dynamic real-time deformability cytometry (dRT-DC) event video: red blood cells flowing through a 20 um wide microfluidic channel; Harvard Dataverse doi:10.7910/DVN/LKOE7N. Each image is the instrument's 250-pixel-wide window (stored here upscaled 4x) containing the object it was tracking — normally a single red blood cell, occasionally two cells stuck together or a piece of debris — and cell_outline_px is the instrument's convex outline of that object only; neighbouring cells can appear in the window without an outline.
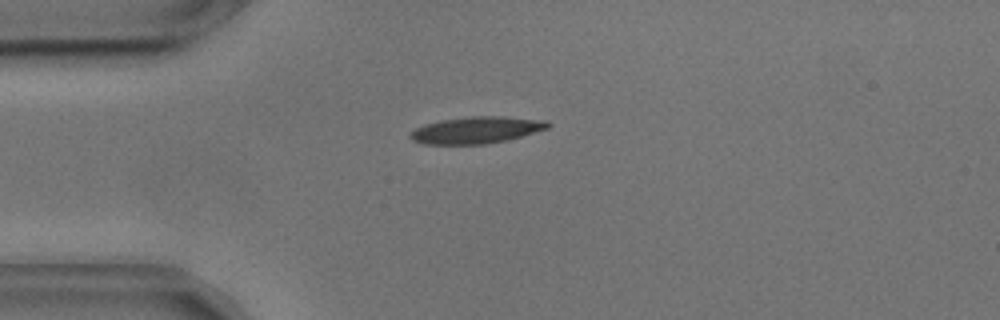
{"species": "common noctule bat (a hibernating species)", "species_latin": "Nyctalus noctula", "temperature_condition": "cold", "stored_images_in_passage": 43, "camera_frame_rate_fps": 3000, "um_per_image_px": 0.085, "animal": {"sex": "male", "body_mass_g": 17.9, "forearm_length_mm": 54.2}, "frame": {"image": 1, "passage_image": 2, "time_ms": 0.333, "image_size_px": [1000, 320], "cell_outline_px": [[552, 124], [548, 128], [508, 140], [484, 144], [424, 144], [412, 140], [408, 136], [416, 128], [440, 120], [472, 116], [500, 116], [548, 120]], "centroid_in_image_um": [40.53, 11.05], "position_along_channel_um": 44.5, "area_um2": 21.39}}
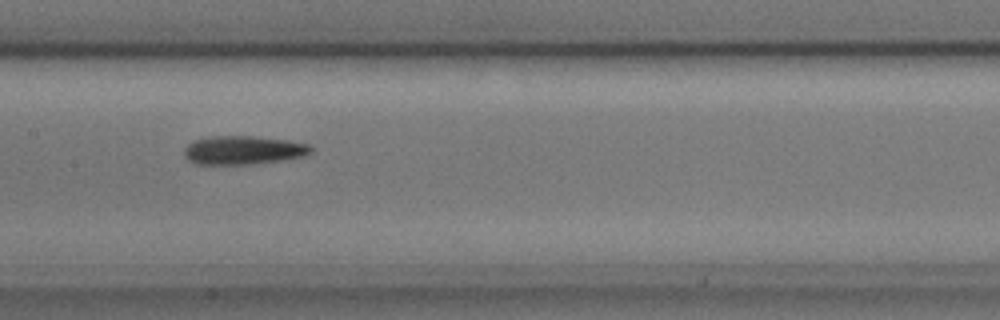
{"frame": {"image": 2, "passage_image": 15, "time_ms": 4.667, "image_size_px": [1000, 320], "cell_outline_px": [[312, 152], [308, 156], [284, 160], [256, 164], [196, 164], [188, 160], [184, 156], [184, 148], [188, 144], [196, 140], [212, 136], [252, 136], [288, 140], [312, 144]], "centroid_in_image_um": [20.75, 12.77], "position_along_channel_um": 186.7, "area_um2": 21.44}}
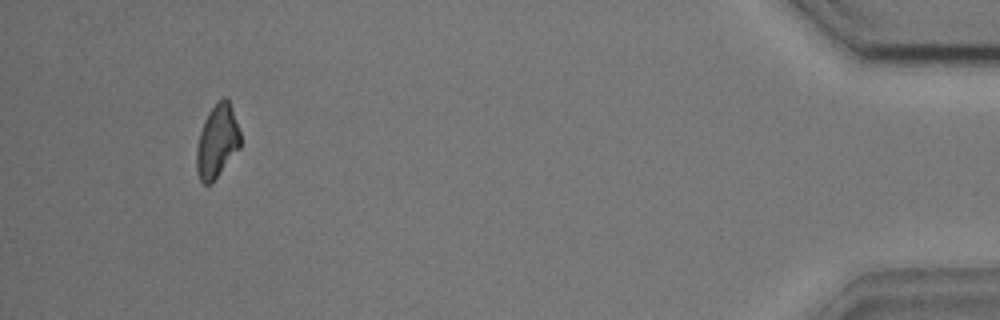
{"frame": {"image": 3, "passage_image": 40, "time_ms": 13.0, "image_size_px": [1000, 320], "cell_outline_px": [[240, 148], [212, 184], [204, 184], [200, 180], [196, 172], [196, 148], [200, 132], [204, 120], [208, 112], [224, 96], [228, 100], [232, 108], [240, 132]], "centroid_in_image_um": [18.44, 12.06], "position_along_channel_um": 416.8, "area_um2": 18.73}, "authors_computed_cell_mechanics": {"area_um2": 20.1144, "velocity_mm_per_s": 3.6251, "shape_relaxation_time_tau1_ms": 3.1226, "shape_relaxation_time_tau2_ms": 6.0484, "deformation_change_tau1": 0.1108, "deformation_change_tau2": 0.1617}}